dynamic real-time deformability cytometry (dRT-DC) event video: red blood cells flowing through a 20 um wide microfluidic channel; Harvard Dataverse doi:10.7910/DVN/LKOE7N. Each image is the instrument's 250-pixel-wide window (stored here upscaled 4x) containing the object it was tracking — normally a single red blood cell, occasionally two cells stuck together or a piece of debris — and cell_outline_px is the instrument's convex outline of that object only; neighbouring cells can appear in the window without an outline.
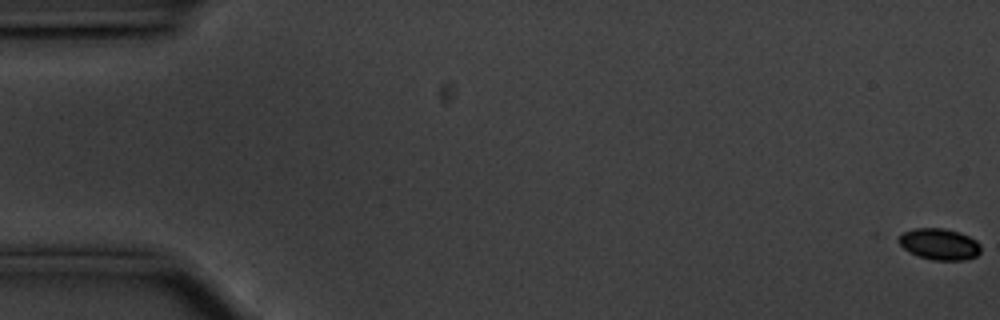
{"species": "common noctule bat (a hibernating species)", "species_latin": "Nyctalus noctula", "temperature_condition": "cold", "stored_images_in_passage": 15, "camera_frame_rate_fps": 3000, "um_per_image_px": 0.085, "animal": {"sex": "male", "body_mass_g": 20.1, "forearm_length_mm": 53.5}, "frame": {"image": 1, "passage_image": 1, "time_ms": 0.0, "image_size_px": [1000, 320], "cell_outline_px": [[980, 252], [976, 256], [964, 260], [932, 260], [908, 252], [896, 240], [904, 232], [916, 228], [944, 228], [960, 232], [976, 240], [980, 244]], "centroid_in_image_um": [79.85, 20.75], "position_along_channel_um": 5.1, "area_um2": 14.97}}